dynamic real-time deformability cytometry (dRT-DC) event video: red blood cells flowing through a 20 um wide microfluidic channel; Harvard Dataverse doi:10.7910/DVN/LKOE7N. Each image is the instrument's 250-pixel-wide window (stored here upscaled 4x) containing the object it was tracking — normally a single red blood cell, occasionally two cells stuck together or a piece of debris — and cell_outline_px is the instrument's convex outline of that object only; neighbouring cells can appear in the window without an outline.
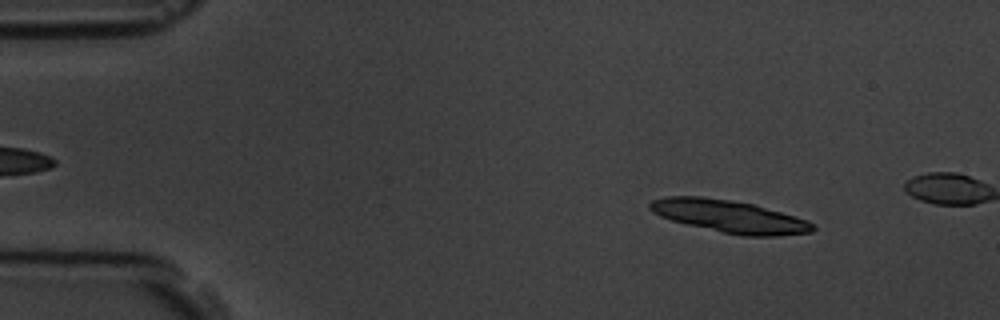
{"species": "common noctule bat (a hibernating species)", "species_latin": "Nyctalus noctula", "temperature_condition": "room temperature", "stored_images_in_passage": 14, "camera_frame_rate_fps": 3000, "um_per_image_px": 0.085, "animal": {"sex": "male", "body_mass_g": 19.5, "forearm_length_mm": 54.6}, "frame": {"image": 1, "passage_image": 7, "time_ms": 2.0, "image_size_px": [1000, 320], "cell_outline_px": [[816, 228], [812, 232], [776, 236], [744, 236], [724, 232], [688, 224], [672, 220], [660, 216], [652, 212], [648, 208], [648, 204], [652, 200], [664, 196], [700, 196], [756, 204], [808, 220]], "centroid_in_image_um": [62.0, 18.38], "position_along_channel_um": 23.0, "area_um2": 30.69}}